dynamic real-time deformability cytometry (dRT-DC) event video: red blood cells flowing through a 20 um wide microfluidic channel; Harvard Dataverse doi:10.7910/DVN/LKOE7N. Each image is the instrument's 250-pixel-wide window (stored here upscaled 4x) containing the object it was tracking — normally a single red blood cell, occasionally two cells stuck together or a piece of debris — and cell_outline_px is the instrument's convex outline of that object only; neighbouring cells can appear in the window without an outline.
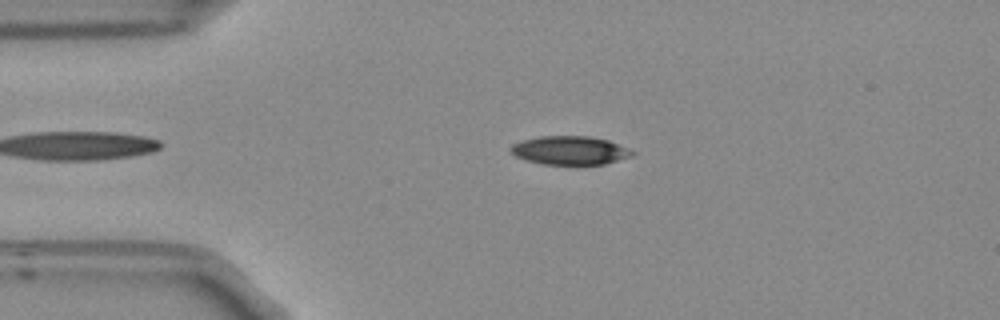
{"species": "Egyptian fruit bat (a non-hibernating species)", "species_latin": "Rousettus aegyptiacus", "temperature_condition": "room temperature", "stored_images_in_passage": 53, "camera_frame_rate_fps": 3000, "um_per_image_px": 0.085, "frame": {"image": 1, "passage_image": 11, "time_ms": 3.333, "image_size_px": [1000, 320], "cell_outline_px": [[636, 152], [632, 156], [604, 164], [544, 164], [524, 160], [508, 152], [508, 148], [512, 144], [520, 140], [540, 136], [588, 136], [608, 140], [628, 148]], "centroid_in_image_um": [48.39, 12.78], "position_along_channel_um": 36.6, "area_um2": 20.4}}
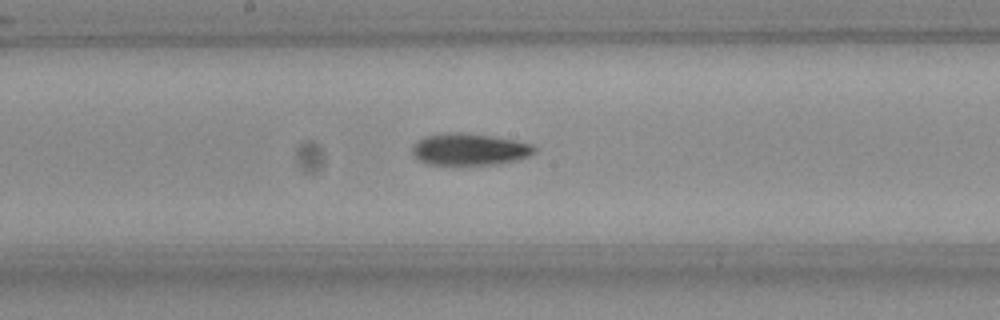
{"frame": {"image": 2, "passage_image": 27, "time_ms": 8.667, "image_size_px": [1000, 320], "cell_outline_px": [[536, 152], [528, 156], [516, 160], [500, 164], [428, 164], [420, 160], [412, 152], [412, 144], [416, 140], [428, 136], [448, 132], [464, 132], [516, 140], [532, 144], [536, 148]], "centroid_in_image_um": [39.92, 12.68], "position_along_channel_um": 208.3, "area_um2": 22.6}}
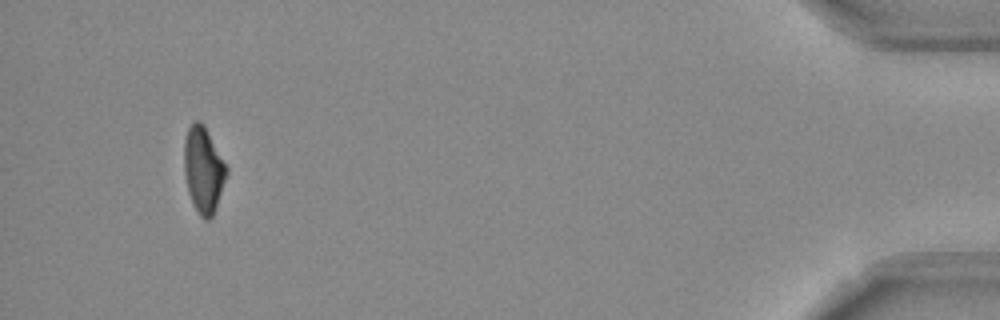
{"frame": {"image": 3, "passage_image": 50, "time_ms": 16.333, "image_size_px": [1000, 320], "cell_outline_px": [[228, 172], [216, 208], [212, 216], [208, 220], [204, 220], [200, 216], [188, 192], [184, 172], [184, 140], [188, 128], [196, 120], [200, 120], [204, 124], [228, 168]], "centroid_in_image_um": [17.29, 14.42], "position_along_channel_um": 417.9, "area_um2": 21.15}, "authors_computed_cell_mechanics": {"area_um2": 21.2704, "velocity_mm_per_s": 3.7555, "shape_relaxation_time_tau1_ms": 7.6284, "shape_relaxation_time_tau2_ms": 5.4888, "deformation_change_tau1": 0.1861, "deformation_change_tau2": 0.1355}}